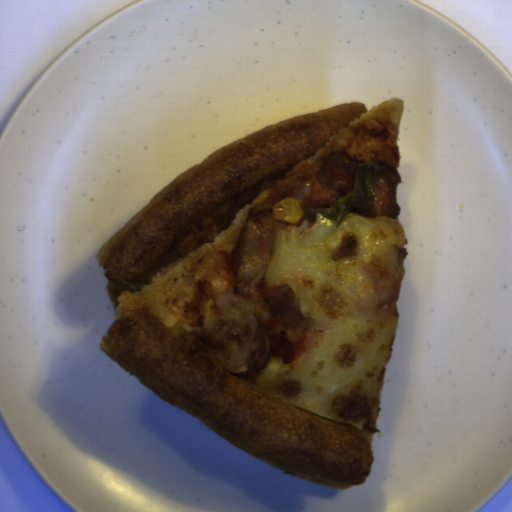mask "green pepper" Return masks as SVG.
I'll list each match as a JSON object with an SVG mask.
<instances>
[{"label": "green pepper", "instance_id": "green-pepper-1", "mask_svg": "<svg viewBox=\"0 0 512 512\" xmlns=\"http://www.w3.org/2000/svg\"><path fill=\"white\" fill-rule=\"evenodd\" d=\"M385 170L382 163L365 162L358 167L355 184L351 193L339 198L331 208H306L300 218L316 222V216L322 215L336 225L352 212H362L375 205L374 184L378 173Z\"/></svg>", "mask_w": 512, "mask_h": 512}]
</instances>
